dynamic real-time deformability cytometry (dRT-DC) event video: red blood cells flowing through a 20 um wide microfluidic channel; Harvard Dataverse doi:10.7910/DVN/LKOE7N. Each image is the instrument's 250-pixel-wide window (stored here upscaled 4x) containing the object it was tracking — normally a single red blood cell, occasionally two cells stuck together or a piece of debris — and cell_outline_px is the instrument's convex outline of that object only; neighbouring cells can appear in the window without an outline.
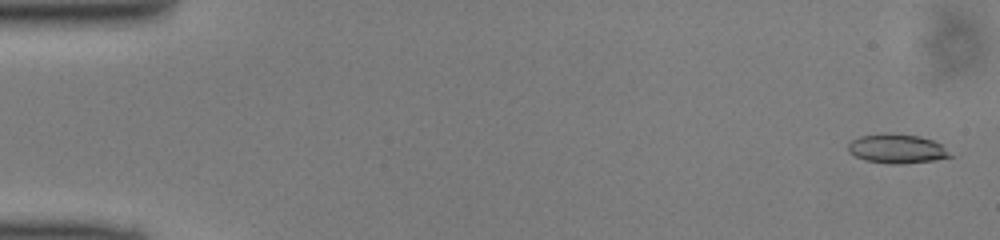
{"species": "common noctule bat (a hibernating species)", "species_latin": "Nyctalus noctula", "temperature_condition": "cold", "stored_images_in_passage": 50, "camera_frame_rate_fps": 3000, "um_per_image_px": 0.085, "animal": {"sex": "male", "body_mass_g": 13.0, "forearm_length_mm": 53.1}, "frame": {"image": 1, "passage_image": 2, "time_ms": 0.333, "image_size_px": [1000, 240], "cell_outline_px": [[952, 156], [936, 160], [900, 164], [888, 164], [864, 160], [848, 152], [848, 144], [852, 140], [860, 136], [920, 136], [932, 140], [940, 144]], "centroid_in_image_um": [76.23, 12.7], "position_along_channel_um": 8.8, "area_um2": 16.53}}
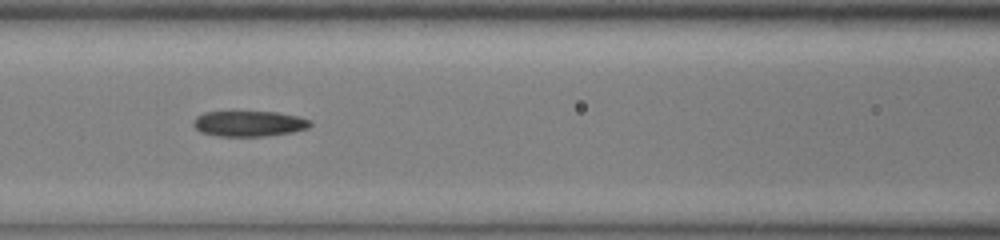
{"frame": {"image": 2, "passage_image": 22, "time_ms": 7.0, "image_size_px": [1000, 240], "cell_outline_px": [[312, 124], [308, 128], [292, 132], [264, 136], [216, 136], [200, 132], [192, 124], [196, 116], [204, 112], [276, 112], [300, 116], [312, 120]], "centroid_in_image_um": [21.18, 10.51], "position_along_channel_um": 145.4, "area_um2": 17.51}}
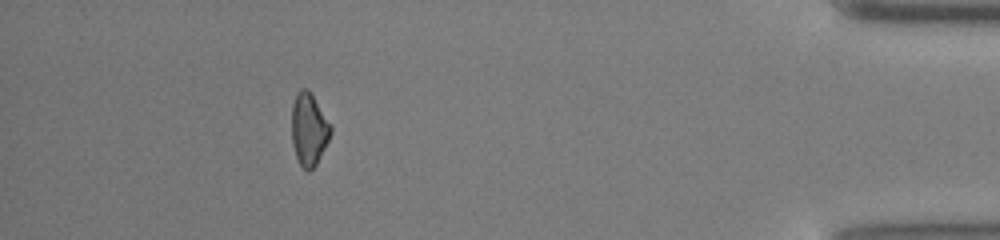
{"frame": {"image": 3, "passage_image": 45, "time_ms": 14.667, "image_size_px": [1000, 240], "cell_outline_px": [[332, 132], [316, 164], [308, 172], [300, 164], [296, 156], [292, 144], [292, 104], [296, 92], [300, 88], [308, 88], [332, 124]], "centroid_in_image_um": [26.26, 10.94], "position_along_channel_um": 408.9, "area_um2": 16.59}}